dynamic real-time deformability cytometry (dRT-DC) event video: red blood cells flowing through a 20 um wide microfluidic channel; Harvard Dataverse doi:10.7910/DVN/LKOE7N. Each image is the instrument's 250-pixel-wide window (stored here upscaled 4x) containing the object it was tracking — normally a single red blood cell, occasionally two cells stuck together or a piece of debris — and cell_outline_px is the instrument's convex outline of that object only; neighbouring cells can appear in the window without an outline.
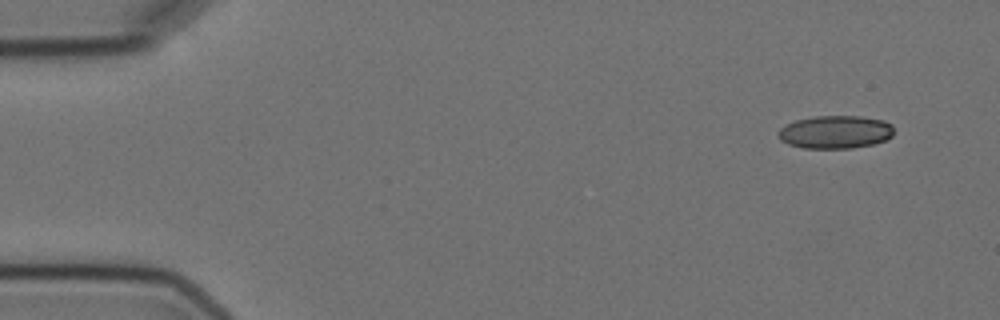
{"species": "Egyptian fruit bat (a non-hibernating species)", "species_latin": "Rousettus aegyptiacus", "temperature_condition": "cold", "stored_images_in_passage": 3, "camera_frame_rate_fps": 3000, "um_per_image_px": 0.085, "animal": {"sex": "female"}, "frame": {"image": 1, "passage_image": 1, "time_ms": 0.0, "image_size_px": [1000, 320], "cell_outline_px": [[892, 136], [884, 140], [872, 144], [852, 148], [804, 148], [788, 144], [780, 140], [776, 132], [780, 128], [796, 120], [816, 116], [860, 116], [884, 120], [892, 124]], "centroid_in_image_um": [70.99, 11.22], "position_along_channel_um": 14.0, "area_um2": 22.2}}